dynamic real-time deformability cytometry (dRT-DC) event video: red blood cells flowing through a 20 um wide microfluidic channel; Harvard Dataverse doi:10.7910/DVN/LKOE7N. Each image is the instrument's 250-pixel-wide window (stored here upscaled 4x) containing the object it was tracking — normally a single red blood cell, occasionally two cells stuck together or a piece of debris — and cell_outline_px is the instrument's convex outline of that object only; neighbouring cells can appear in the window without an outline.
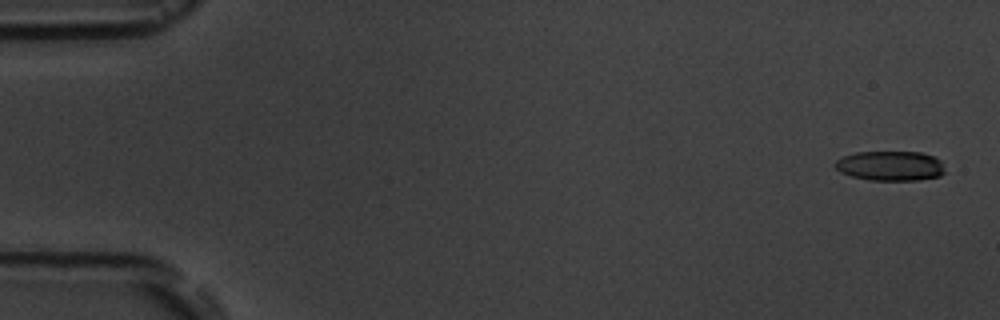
{"species": "common noctule bat (a hibernating species)", "species_latin": "Nyctalus noctula", "temperature_condition": "room temperature", "stored_images_in_passage": 11, "camera_frame_rate_fps": 3000, "um_per_image_px": 0.085, "animal": {"sex": "male", "body_mass_g": 19.5, "forearm_length_mm": 54.6}, "frame": {"image": 1, "passage_image": 1, "time_ms": 0.0, "image_size_px": [1000, 320], "cell_outline_px": [[944, 172], [940, 176], [916, 180], [868, 180], [852, 176], [840, 172], [836, 168], [836, 160], [844, 156], [856, 152], [920, 152], [936, 156], [940, 160]], "centroid_in_image_um": [75.69, 14.09], "position_along_channel_um": 9.3, "area_um2": 18.96}}
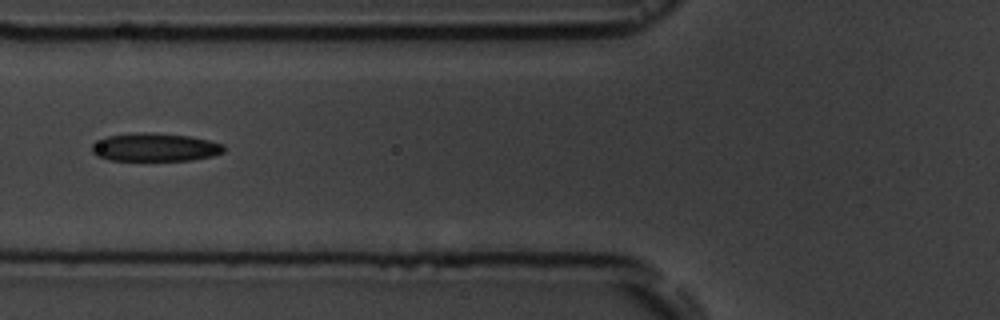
{"frame": {"image": 2, "passage_image": 6, "time_ms": 6.667, "image_size_px": [1000, 320], "cell_outline_px": [[224, 152], [212, 156], [192, 160], [108, 160], [96, 156], [92, 152], [92, 144], [104, 136], [144, 132], [148, 132], [192, 136], [224, 144]], "centroid_in_image_um": [13.17, 12.51], "position_along_channel_um": 112.6, "area_um2": 21.79}}
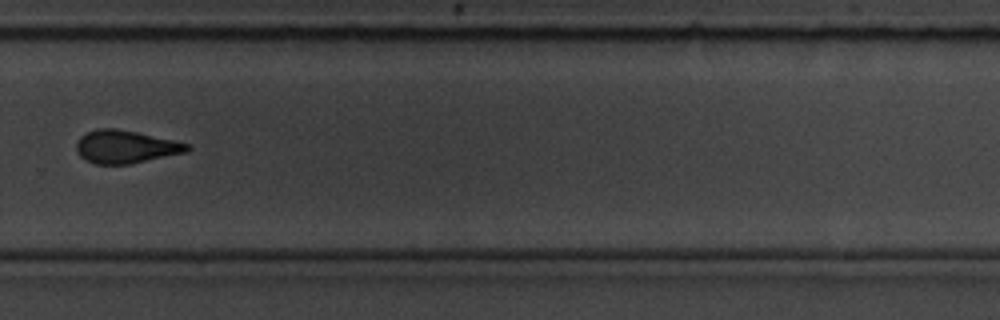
{"frame": {"image": 3, "passage_image": 11, "time_ms": 12.333, "image_size_px": [1000, 320], "cell_outline_px": [[192, 148], [188, 152], [128, 164], [96, 164], [80, 156], [76, 152], [76, 140], [80, 136], [88, 132], [100, 128], [116, 128], [176, 140], [188, 144]], "centroid_in_image_um": [10.69, 12.47], "position_along_channel_um": 319.1, "area_um2": 21.27}}